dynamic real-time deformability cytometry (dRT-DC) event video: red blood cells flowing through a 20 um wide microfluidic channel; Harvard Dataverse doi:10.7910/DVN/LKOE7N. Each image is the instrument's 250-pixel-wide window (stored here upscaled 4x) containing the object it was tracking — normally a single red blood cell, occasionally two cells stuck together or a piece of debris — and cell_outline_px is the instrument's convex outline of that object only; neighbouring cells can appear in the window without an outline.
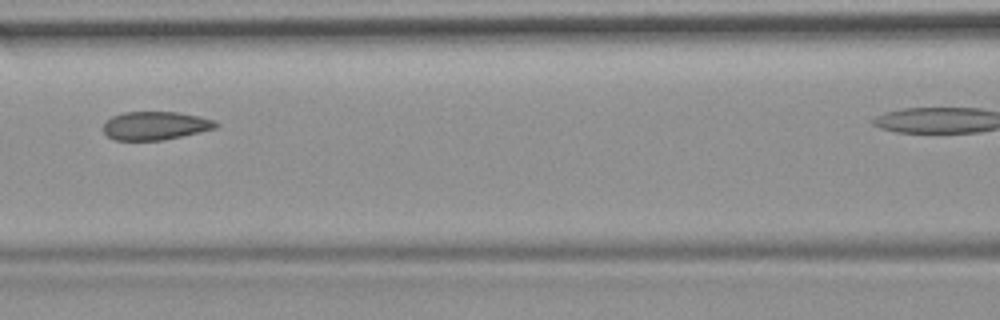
{"species": "common noctule bat (a hibernating species)", "species_latin": "Nyctalus noctula", "temperature_condition": "room temperature", "stored_images_in_passage": 8, "camera_frame_rate_fps": 3000, "um_per_image_px": 0.085, "animal": {"sex": "female", "body_mass_g": 19.9}, "frame": {"image": 1, "passage_image": 5, "time_ms": 1.333, "image_size_px": [1000, 320], "cell_outline_px": [[220, 124], [216, 128], [200, 132], [160, 140], [112, 140], [104, 132], [104, 124], [112, 116], [124, 112], [176, 112], [200, 116], [216, 120]], "centroid_in_image_um": [13.23, 10.67], "position_along_channel_um": 153.4, "area_um2": 18.55}}